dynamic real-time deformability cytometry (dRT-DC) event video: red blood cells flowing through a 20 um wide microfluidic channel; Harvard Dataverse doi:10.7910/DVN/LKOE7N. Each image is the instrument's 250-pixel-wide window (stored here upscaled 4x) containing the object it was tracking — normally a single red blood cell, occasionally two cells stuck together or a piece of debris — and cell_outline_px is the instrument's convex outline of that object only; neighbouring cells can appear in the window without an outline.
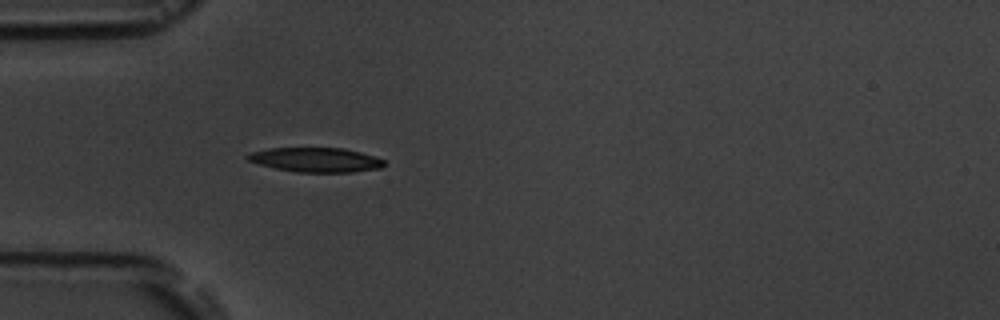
{"species": "common noctule bat (a hibernating species)", "species_latin": "Nyctalus noctula", "temperature_condition": "room temperature", "stored_images_in_passage": 5, "camera_frame_rate_fps": 3000, "um_per_image_px": 0.085, "animal": {"sex": "male", "body_mass_g": 19.5, "forearm_length_mm": 54.6}, "frame": {"image": 1, "passage_image": 5, "time_ms": 4.333, "image_size_px": [1000, 320], "cell_outline_px": [[388, 164], [380, 168], [352, 172], [296, 172], [276, 168], [260, 164], [248, 160], [244, 156], [248, 152], [268, 148], [344, 148], [360, 152], [384, 160]], "centroid_in_image_um": [26.83, 13.58], "position_along_channel_um": 58.2, "area_um2": 19.48}}